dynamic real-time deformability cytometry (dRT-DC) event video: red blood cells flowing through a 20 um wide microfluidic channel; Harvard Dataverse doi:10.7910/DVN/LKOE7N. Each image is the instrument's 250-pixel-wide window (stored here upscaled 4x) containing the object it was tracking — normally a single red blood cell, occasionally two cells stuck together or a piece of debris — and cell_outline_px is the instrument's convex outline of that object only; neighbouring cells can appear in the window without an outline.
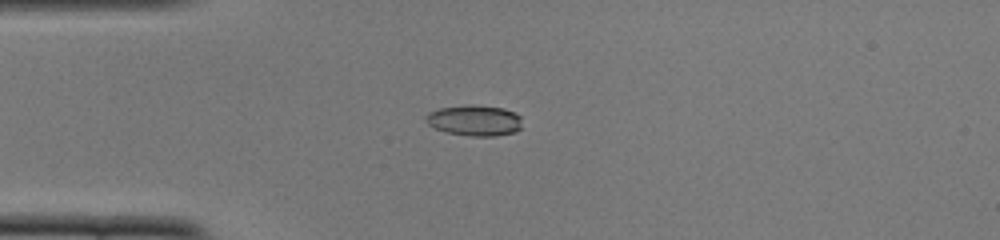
{"species": "common noctule bat (a hibernating species)", "species_latin": "Nyctalus noctula", "temperature_condition": "cold", "stored_images_in_passage": 52, "camera_frame_rate_fps": 3000, "um_per_image_px": 0.085, "animal": {"sex": "female", "body_mass_g": 22.0, "forearm_length_mm": 56.7}, "frame": {"image": 1, "passage_image": 14, "time_ms": 4.333, "image_size_px": [1000, 240], "cell_outline_px": [[520, 128], [516, 132], [496, 136], [468, 136], [444, 132], [428, 124], [424, 120], [424, 116], [428, 112], [440, 108], [468, 104], [472, 104], [504, 108], [516, 112], [520, 116]], "centroid_in_image_um": [40.32, 10.23], "position_along_channel_um": 44.7, "area_um2": 17.57}}
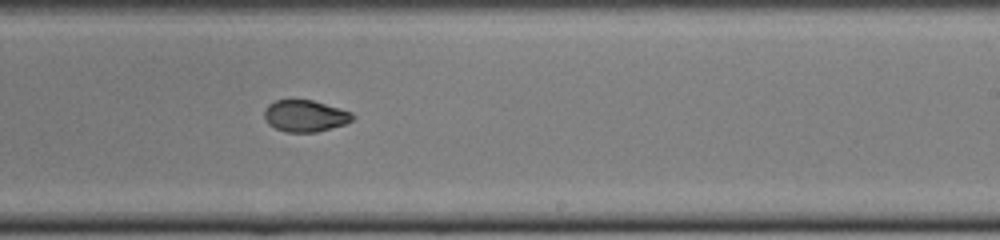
{"frame": {"image": 2, "passage_image": 32, "time_ms": 10.333, "image_size_px": [1000, 240], "cell_outline_px": [[356, 116], [352, 120], [344, 124], [316, 132], [284, 132], [268, 124], [264, 116], [264, 112], [268, 104], [276, 100], [292, 96], [312, 100], [340, 108], [352, 112]], "centroid_in_image_um": [25.91, 9.8], "position_along_channel_um": 263.1, "area_um2": 16.76}}
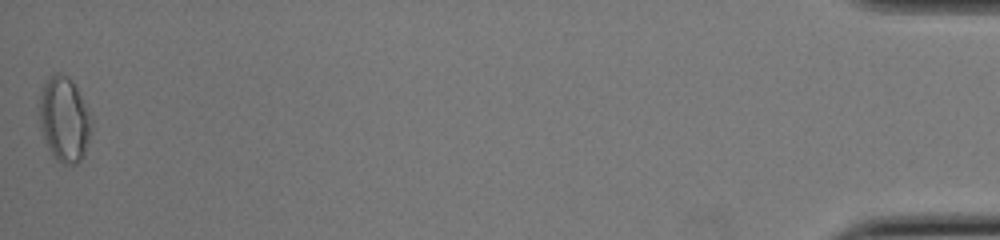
{"frame": {"image": 3, "passage_image": 52, "time_ms": 17.0, "image_size_px": [1000, 240], "cell_outline_px": [[92, 124], [88, 144], [80, 160], [76, 164], [64, 164], [56, 160], [48, 148], [44, 140], [36, 104], [40, 92], [48, 76], [56, 72], [60, 72], [68, 76], [72, 80], [92, 120]], "centroid_in_image_um": [5.41, 10.12], "position_along_channel_um": 429.8, "area_um2": 26.01}, "authors_computed_cell_mechanics": {"area_um2": 17.1088, "velocity_mm_per_s": 3.92, "shape_relaxation_time_tau1_ms": 9.0938, "shape_relaxation_time_tau2_ms": 2.1342, "deformation_change_tau1": 0.2226, "deformation_change_tau2": 0.05}}